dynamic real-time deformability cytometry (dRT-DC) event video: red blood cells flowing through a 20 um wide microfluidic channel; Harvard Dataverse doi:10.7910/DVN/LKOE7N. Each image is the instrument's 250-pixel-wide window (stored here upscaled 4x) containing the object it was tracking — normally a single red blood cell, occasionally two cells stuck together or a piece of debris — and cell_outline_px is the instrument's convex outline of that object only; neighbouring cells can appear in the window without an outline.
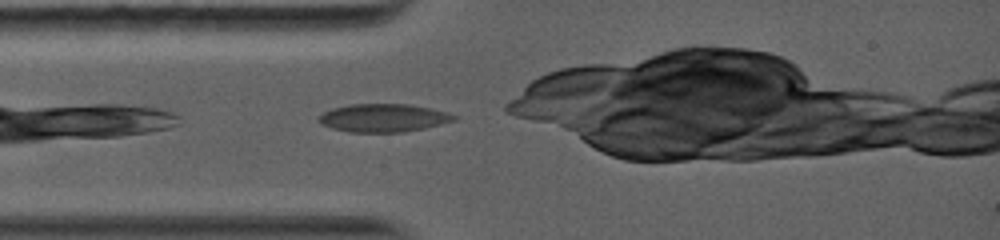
{"species": "common noctule bat (a hibernating species)", "species_latin": "Nyctalus noctula", "temperature_condition": "warm", "stored_images_in_passage": 26, "camera_frame_rate_fps": 5000, "um_per_image_px": 0.085, "animal": {"sex": "female", "body_mass_g": 19.0, "forearm_length_mm": 56.7}, "frame": {"image": 1, "passage_image": 1, "time_ms": 0.0, "image_size_px": [1000, 240], "cell_outline_px": [[460, 116], [456, 120], [424, 128], [400, 132], [348, 132], [332, 128], [320, 124], [316, 120], [316, 116], [332, 108], [348, 104], [408, 104], [448, 112]], "centroid_in_image_um": [32.55, 10.02], "position_along_channel_um": 52.5, "area_um2": 22.31}}
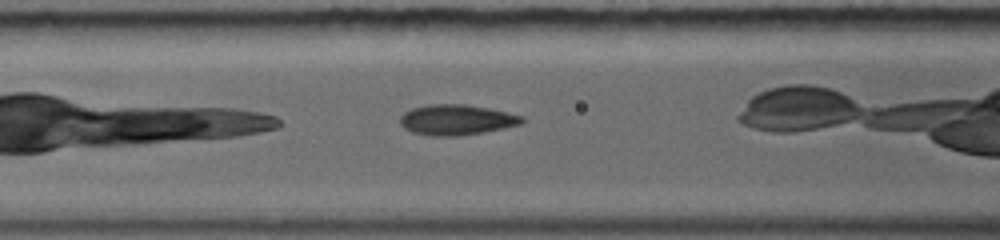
{"frame": {"image": 2, "passage_image": 8, "time_ms": 1.8, "image_size_px": [1000, 240], "cell_outline_px": [[524, 120], [520, 124], [504, 128], [484, 132], [460, 136], [432, 136], [412, 132], [404, 128], [400, 124], [400, 116], [404, 112], [412, 108], [424, 104], [468, 104], [508, 112], [524, 116]], "centroid_in_image_um": [38.79, 10.18], "position_along_channel_um": 127.8, "area_um2": 21.85}}
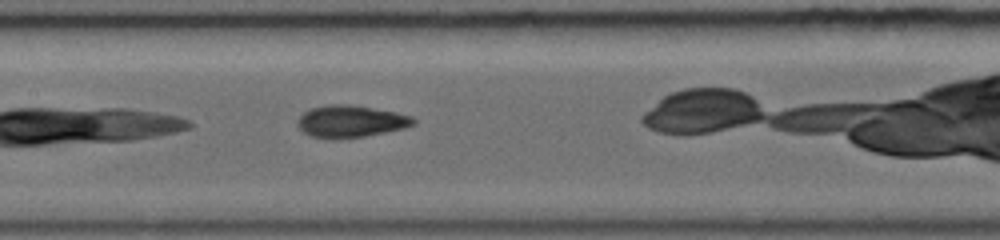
{"frame": {"image": 3, "passage_image": 11, "time_ms": 3.0, "image_size_px": [1000, 240], "cell_outline_px": [[416, 124], [404, 128], [364, 136], [336, 140], [332, 140], [312, 136], [304, 132], [296, 124], [296, 120], [304, 112], [312, 108], [328, 104], [348, 104], [396, 112], [412, 116], [416, 120]], "centroid_in_image_um": [29.79, 10.32], "position_along_channel_um": 177.6, "area_um2": 21.73}}